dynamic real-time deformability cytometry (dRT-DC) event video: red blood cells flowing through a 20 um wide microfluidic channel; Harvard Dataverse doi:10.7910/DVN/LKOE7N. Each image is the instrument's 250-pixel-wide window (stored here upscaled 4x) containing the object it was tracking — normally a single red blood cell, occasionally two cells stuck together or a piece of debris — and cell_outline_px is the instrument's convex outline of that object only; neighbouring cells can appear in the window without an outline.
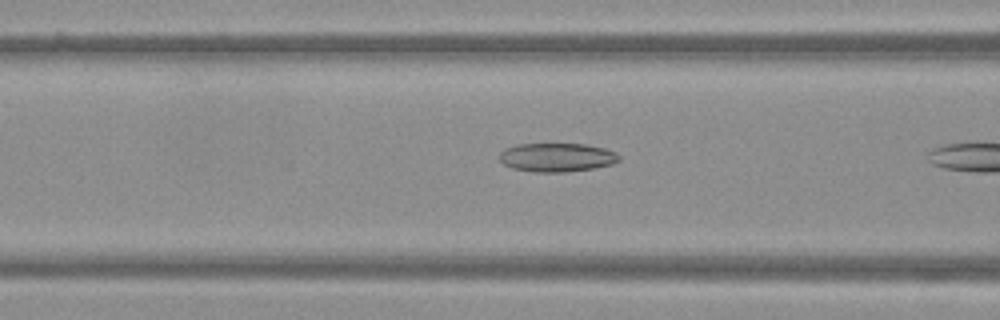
{"species": "Egyptian fruit bat (a non-hibernating species)", "species_latin": "Rousettus aegyptiacus", "temperature_condition": "warm", "stored_images_in_passage": 6, "camera_frame_rate_fps": 3000, "um_per_image_px": 0.085, "frame": {"image": 1, "passage_image": 5, "time_ms": 1.333, "image_size_px": [1000, 320], "cell_outline_px": [[620, 160], [612, 164], [592, 168], [564, 172], [532, 172], [512, 168], [504, 164], [500, 160], [500, 152], [504, 148], [516, 144], [584, 144], [604, 148], [616, 152], [620, 156]], "centroid_in_image_um": [47.32, 13.37], "position_along_channel_um": 119.3, "area_um2": 20.06}}